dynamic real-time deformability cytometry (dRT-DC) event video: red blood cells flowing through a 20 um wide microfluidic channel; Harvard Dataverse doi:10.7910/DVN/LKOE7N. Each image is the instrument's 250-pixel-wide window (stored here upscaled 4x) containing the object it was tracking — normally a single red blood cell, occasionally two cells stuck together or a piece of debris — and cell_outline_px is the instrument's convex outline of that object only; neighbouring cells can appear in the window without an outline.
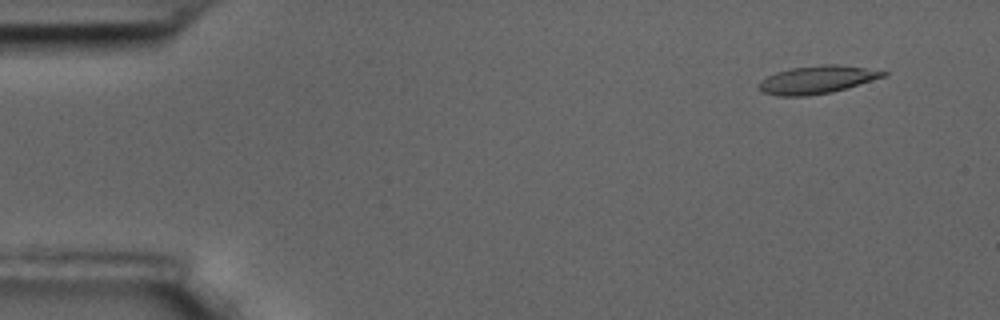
{"species": "common noctule bat (a hibernating species)", "species_latin": "Nyctalus noctula", "temperature_condition": "room temperature", "stored_images_in_passage": 58, "camera_frame_rate_fps": 3000, "um_per_image_px": 0.085, "animal": {"sex": "male", "body_mass_g": 17.5, "forearm_length_mm": 52.3}, "frame": {"image": 1, "passage_image": 5, "time_ms": 1.333, "image_size_px": [1000, 320], "cell_outline_px": [[888, 72], [884, 76], [832, 92], [808, 96], [776, 96], [764, 92], [756, 88], [756, 84], [760, 80], [776, 72], [792, 68], [824, 64], [836, 64], [864, 68]], "centroid_in_image_um": [69.34, 6.78], "position_along_channel_um": 15.7, "area_um2": 20.0}}
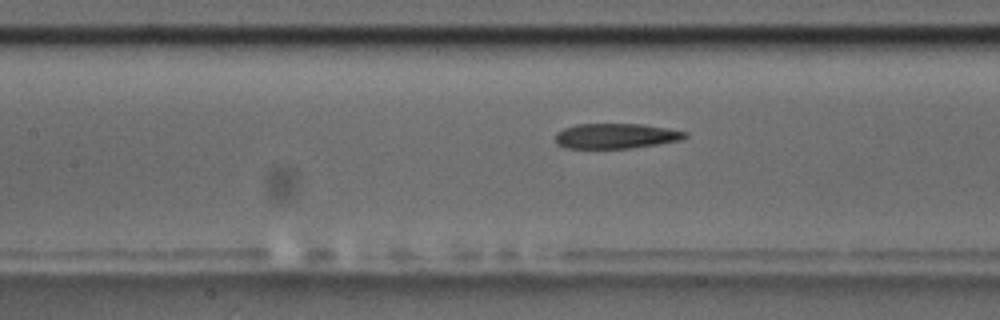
{"frame": {"image": 2, "passage_image": 26, "time_ms": 8.333, "image_size_px": [1000, 320], "cell_outline_px": [[688, 136], [680, 140], [632, 148], [564, 148], [556, 144], [556, 132], [564, 128], [576, 124], [640, 124], [668, 128], [688, 132]], "centroid_in_image_um": [52.33, 11.55], "position_along_channel_um": 155.1, "area_um2": 19.02}}
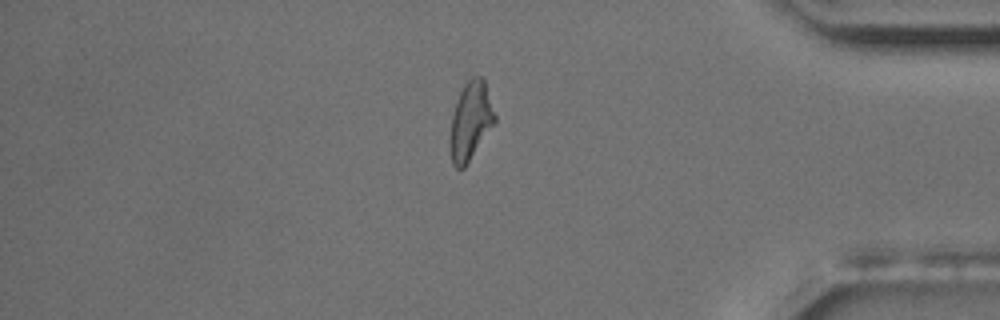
{"frame": {"image": 3, "passage_image": 49, "time_ms": 16.0, "image_size_px": [1000, 320], "cell_outline_px": [[496, 120], [464, 168], [456, 168], [452, 164], [448, 144], [448, 140], [452, 116], [460, 92], [464, 84], [472, 76], [480, 76], [484, 80], [496, 116]], "centroid_in_image_um": [39.96, 10.3], "position_along_channel_um": 395.2, "area_um2": 20.23}, "authors_computed_cell_mechanics": {"area_um2": 20.2011, "velocity_mm_per_s": 3.5083, "shape_relaxation_time_tau1_ms": 8.7917, "shape_relaxation_time_tau2_ms": 7.3396, "deformation_change_tau1": 0.2323, "deformation_change_tau2": 0.1602}}